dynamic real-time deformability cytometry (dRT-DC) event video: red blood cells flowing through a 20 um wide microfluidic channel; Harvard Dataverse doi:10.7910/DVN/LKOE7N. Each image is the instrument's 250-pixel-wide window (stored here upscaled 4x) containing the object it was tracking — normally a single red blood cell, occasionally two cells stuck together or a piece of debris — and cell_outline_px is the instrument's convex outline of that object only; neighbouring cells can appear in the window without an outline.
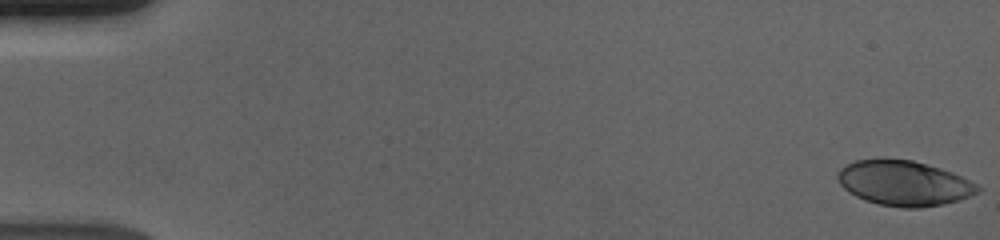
{"species": "human", "species_latin": "Homo sapiens", "temperature_condition": "cold", "stored_images_in_passage": 56, "camera_frame_rate_fps": 3000, "um_per_image_px": 0.085, "donor": {"sex": "male"}, "frame": {"image": 1, "passage_image": 1, "time_ms": 0.0, "image_size_px": [1000, 240], "cell_outline_px": [[984, 188], [980, 192], [956, 200], [940, 204], [920, 208], [904, 208], [880, 204], [864, 200], [848, 192], [840, 184], [836, 176], [836, 172], [840, 168], [856, 160], [912, 160], [940, 168], [952, 172]], "centroid_in_image_um": [76.82, 15.58], "position_along_channel_um": 8.2, "area_um2": 36.3}}
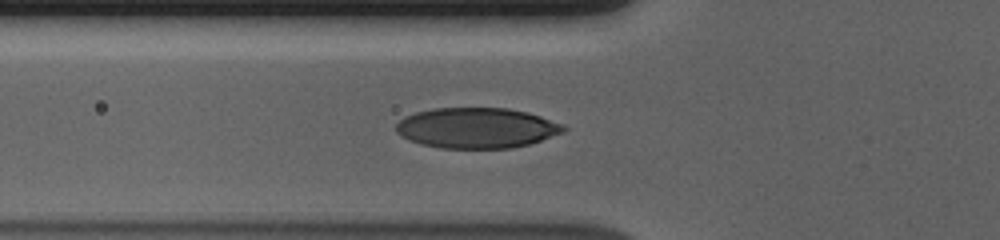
{"frame": {"image": 2, "passage_image": 21, "time_ms": 6.667, "image_size_px": [1000, 240], "cell_outline_px": [[568, 128], [564, 132], [528, 144], [512, 148], [440, 148], [420, 144], [408, 140], [396, 132], [396, 124], [404, 116], [416, 112], [432, 108], [508, 108], [528, 112], [564, 124]], "centroid_in_image_um": [40.51, 10.87], "position_along_channel_um": 85.3, "area_um2": 39.65}}
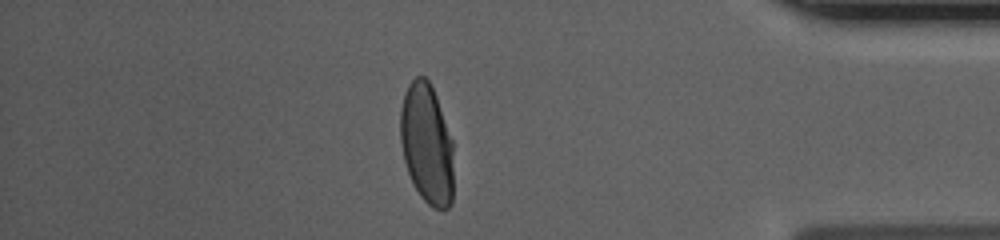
{"frame": {"image": 3, "passage_image": 49, "time_ms": 16.0, "image_size_px": [1000, 240], "cell_outline_px": [[452, 204], [448, 208], [432, 208], [420, 196], [408, 172], [404, 160], [400, 140], [400, 108], [408, 84], [416, 76], [424, 76], [428, 80], [436, 96], [452, 140]], "centroid_in_image_um": [36.26, 12.23], "position_along_channel_um": 398.9, "area_um2": 37.05}, "authors_computed_cell_mechanics": {"area_um2": 38.6971, "velocity_mm_per_s": 3.678, "shape_relaxation_time_tau1_ms": 3.5628, "shape_relaxation_time_tau2_ms": null, "deformation_change_tau1": 0.1745, "deformation_change_tau2": null}}